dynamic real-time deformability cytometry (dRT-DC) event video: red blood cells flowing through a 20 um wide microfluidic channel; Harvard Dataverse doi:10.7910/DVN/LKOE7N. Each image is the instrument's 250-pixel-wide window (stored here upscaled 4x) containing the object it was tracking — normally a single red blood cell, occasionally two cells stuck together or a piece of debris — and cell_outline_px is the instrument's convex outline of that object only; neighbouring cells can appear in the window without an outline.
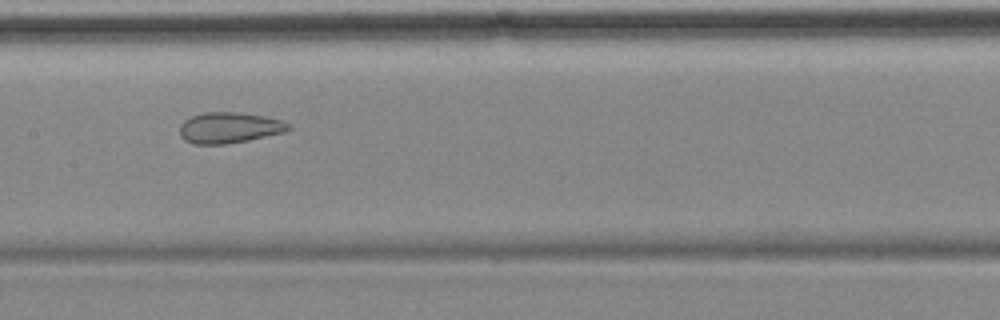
{"species": "common noctule bat (a hibernating species)", "species_latin": "Nyctalus noctula", "temperature_condition": "cold", "stored_images_in_passage": 10, "camera_frame_rate_fps": 3000, "um_per_image_px": 0.085, "animal": {"sex": "female", "body_mass_g": 18.4}, "frame": {"image": 1, "passage_image": 4, "time_ms": 3.333, "image_size_px": [1000, 320], "cell_outline_px": [[292, 128], [284, 132], [248, 140], [224, 144], [192, 144], [184, 140], [180, 136], [180, 124], [184, 120], [192, 116], [204, 112], [240, 112], [264, 116], [280, 120], [288, 124]], "centroid_in_image_um": [19.45, 10.85], "position_along_channel_um": 187.9, "area_um2": 19.54}}
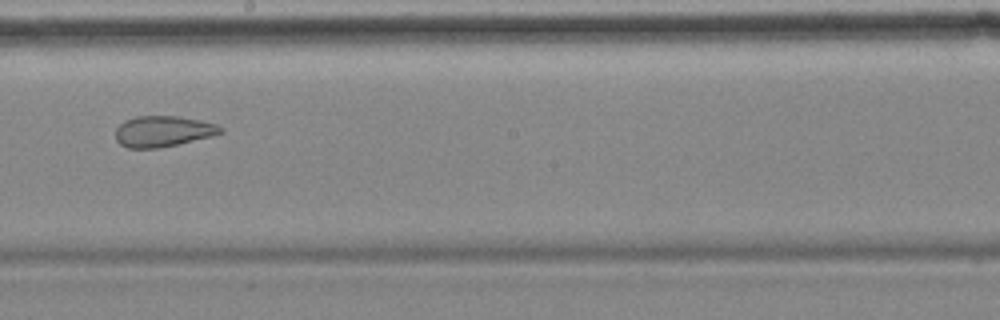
{"frame": {"image": 2, "passage_image": 5, "time_ms": 4.667, "image_size_px": [1000, 320], "cell_outline_px": [[224, 132], [176, 144], [156, 148], [128, 148], [120, 144], [116, 140], [116, 128], [124, 120], [136, 116], [176, 116], [200, 120], [216, 124], [224, 128]], "centroid_in_image_um": [13.82, 11.15], "position_along_channel_um": 234.4, "area_um2": 18.67}}